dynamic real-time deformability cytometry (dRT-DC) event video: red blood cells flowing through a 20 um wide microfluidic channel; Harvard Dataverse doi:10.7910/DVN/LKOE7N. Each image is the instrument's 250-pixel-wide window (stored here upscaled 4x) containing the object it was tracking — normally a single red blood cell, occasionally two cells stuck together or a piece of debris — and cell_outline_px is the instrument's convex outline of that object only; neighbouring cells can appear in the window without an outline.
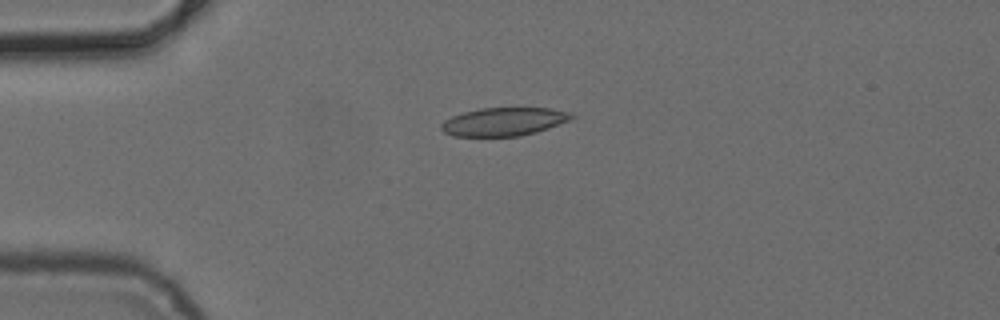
{"species": "common noctule bat (a hibernating species)", "species_latin": "Nyctalus noctula", "temperature_condition": "cold", "stored_images_in_passage": 5, "camera_frame_rate_fps": 3000, "um_per_image_px": 0.085, "animal": {"sex": "female", "body_mass_g": 24.6, "forearm_length_mm": 56.2}, "frame": {"image": 1, "passage_image": 1, "time_ms": 0.0, "image_size_px": [1000, 320], "cell_outline_px": [[576, 116], [568, 120], [548, 128], [536, 132], [520, 136], [452, 136], [444, 132], [440, 128], [440, 124], [444, 120], [452, 116], [464, 112], [480, 108], [548, 108], [568, 112]], "centroid_in_image_um": [42.78, 10.34], "position_along_channel_um": 42.2, "area_um2": 21.33}}
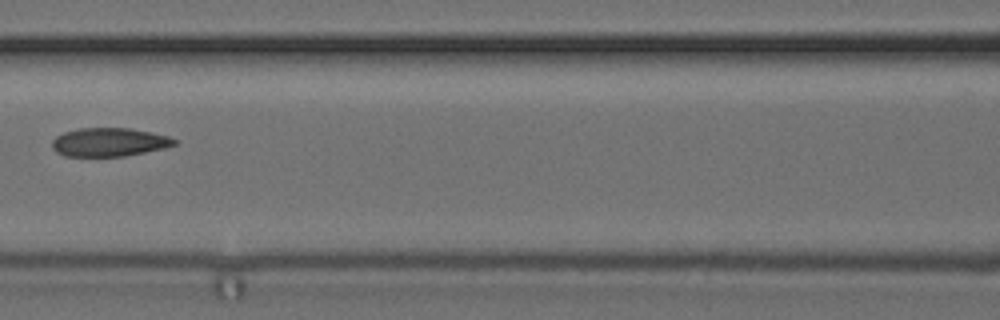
{"frame": {"image": 2, "passage_image": 4, "time_ms": 3.667, "image_size_px": [1000, 320], "cell_outline_px": [[180, 140], [176, 144], [164, 148], [124, 156], [64, 156], [56, 152], [52, 148], [52, 140], [56, 136], [64, 132], [80, 128], [132, 128], [152, 132], [168, 136]], "centroid_in_image_um": [9.29, 12.08], "position_along_channel_um": 157.3, "area_um2": 20.46}}
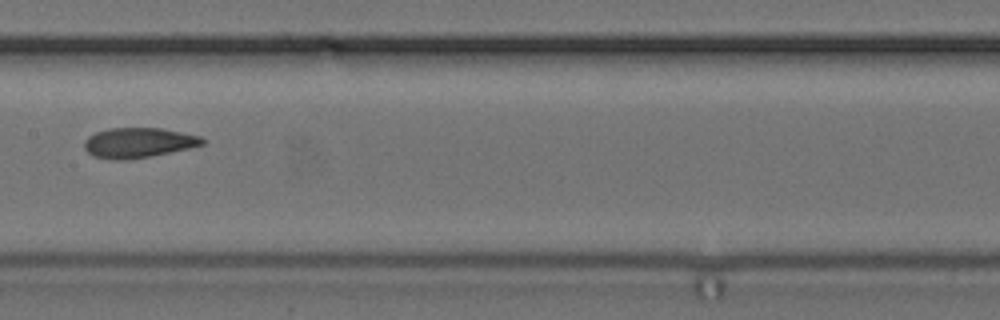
{"frame": {"image": 3, "passage_image": 5, "time_ms": 4.667, "image_size_px": [1000, 320], "cell_outline_px": [[208, 140], [204, 144], [188, 148], [152, 156], [128, 160], [112, 160], [92, 156], [84, 148], [84, 140], [88, 136], [96, 132], [108, 128], [160, 128], [200, 136]], "centroid_in_image_um": [11.74, 12.14], "position_along_channel_um": 195.7, "area_um2": 20.81}}